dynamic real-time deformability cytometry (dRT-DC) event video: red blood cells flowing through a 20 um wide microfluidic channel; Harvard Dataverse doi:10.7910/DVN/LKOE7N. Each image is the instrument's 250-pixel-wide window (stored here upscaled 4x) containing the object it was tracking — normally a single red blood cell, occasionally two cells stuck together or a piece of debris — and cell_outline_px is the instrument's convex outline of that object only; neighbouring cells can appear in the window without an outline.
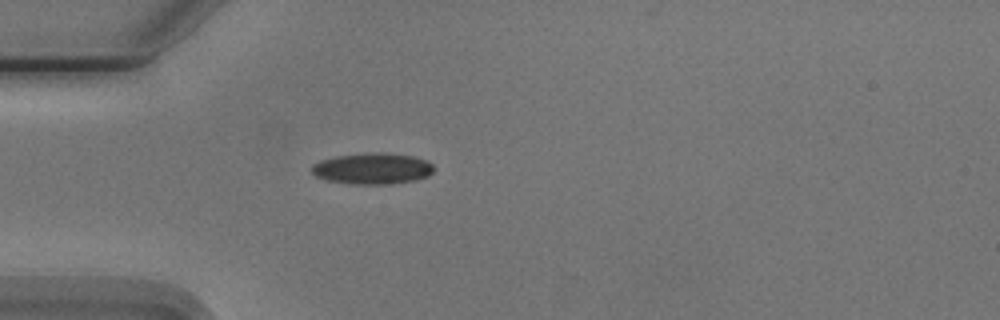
{"species": "Egyptian fruit bat (a non-hibernating species)", "species_latin": "Rousettus aegyptiacus", "temperature_condition": "cold", "stored_images_in_passage": 1, "camera_frame_rate_fps": 3000, "um_per_image_px": 0.085, "animal": {"sex": "male"}, "frame": {"image": 1, "passage_image": 1, "time_ms": 0.0, "image_size_px": [1000, 320], "cell_outline_px": [[436, 168], [428, 176], [416, 180], [384, 184], [356, 184], [328, 180], [316, 176], [312, 172], [312, 164], [320, 160], [336, 156], [376, 152], [412, 156], [428, 160]], "centroid_in_image_um": [31.69, 14.32], "position_along_channel_um": 53.3, "area_um2": 22.02}}